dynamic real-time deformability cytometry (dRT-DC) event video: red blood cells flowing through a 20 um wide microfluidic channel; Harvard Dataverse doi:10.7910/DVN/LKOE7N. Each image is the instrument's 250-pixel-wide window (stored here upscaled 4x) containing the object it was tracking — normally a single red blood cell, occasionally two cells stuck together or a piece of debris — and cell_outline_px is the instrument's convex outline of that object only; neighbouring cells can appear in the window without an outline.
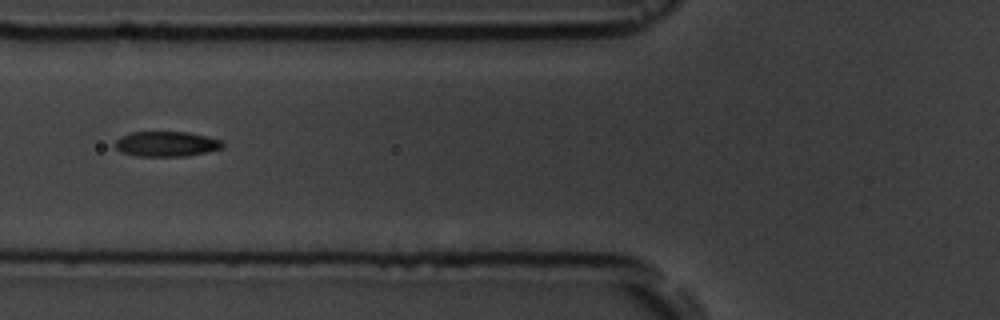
{"species": "common noctule bat (a hibernating species)", "species_latin": "Nyctalus noctula", "temperature_condition": "room temperature", "stored_images_in_passage": 9, "camera_frame_rate_fps": 3000, "um_per_image_px": 0.085, "animal": {"sex": "male", "body_mass_g": 19.5, "forearm_length_mm": 54.6}, "frame": {"image": 1, "passage_image": 6, "time_ms": 6.667, "image_size_px": [1000, 320], "cell_outline_px": [[224, 148], [208, 152], [188, 156], [136, 156], [120, 152], [116, 148], [116, 140], [132, 132], [188, 132], [224, 140]], "centroid_in_image_um": [14.22, 12.24], "position_along_channel_um": 111.6, "area_um2": 15.84}}
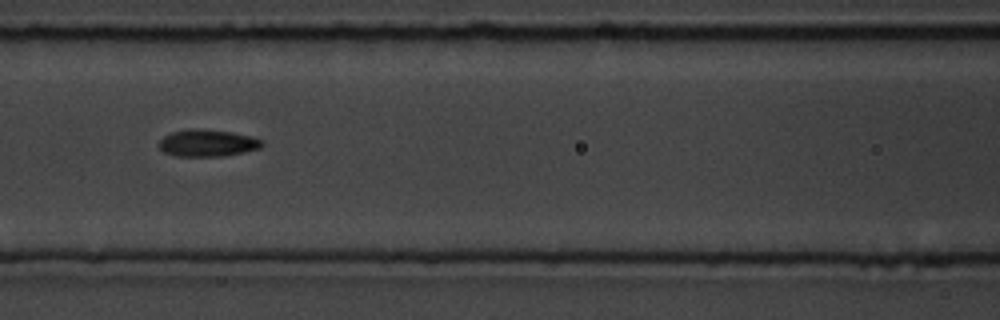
{"frame": {"image": 2, "passage_image": 7, "time_ms": 7.667, "image_size_px": [1000, 320], "cell_outline_px": [[264, 144], [260, 148], [244, 152], [224, 156], [176, 156], [164, 152], [160, 148], [160, 140], [164, 136], [172, 132], [192, 128], [196, 128], [232, 132], [252, 136], [264, 140]], "centroid_in_image_um": [17.68, 12.15], "position_along_channel_um": 148.9, "area_um2": 16.24}}